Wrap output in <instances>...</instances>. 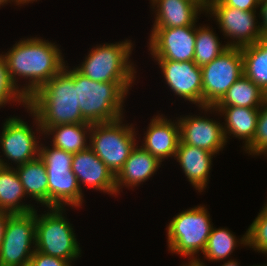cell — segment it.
Returning <instances> with one entry per match:
<instances>
[{"label":"cell","instance_id":"7c38bea8","mask_svg":"<svg viewBox=\"0 0 267 266\" xmlns=\"http://www.w3.org/2000/svg\"><path fill=\"white\" fill-rule=\"evenodd\" d=\"M149 50L155 60L193 61L196 26L152 28Z\"/></svg>","mask_w":267,"mask_h":266},{"label":"cell","instance_id":"d590c367","mask_svg":"<svg viewBox=\"0 0 267 266\" xmlns=\"http://www.w3.org/2000/svg\"><path fill=\"white\" fill-rule=\"evenodd\" d=\"M256 44L267 54V32L261 34Z\"/></svg>","mask_w":267,"mask_h":266},{"label":"cell","instance_id":"4316f807","mask_svg":"<svg viewBox=\"0 0 267 266\" xmlns=\"http://www.w3.org/2000/svg\"><path fill=\"white\" fill-rule=\"evenodd\" d=\"M244 75L267 94V54L257 44L241 48Z\"/></svg>","mask_w":267,"mask_h":266},{"label":"cell","instance_id":"8992f818","mask_svg":"<svg viewBox=\"0 0 267 266\" xmlns=\"http://www.w3.org/2000/svg\"><path fill=\"white\" fill-rule=\"evenodd\" d=\"M208 211L203 206L187 209L177 214L167 226L169 251L189 256L194 263L198 252H203L213 225ZM193 257V258H192Z\"/></svg>","mask_w":267,"mask_h":266},{"label":"cell","instance_id":"484cf974","mask_svg":"<svg viewBox=\"0 0 267 266\" xmlns=\"http://www.w3.org/2000/svg\"><path fill=\"white\" fill-rule=\"evenodd\" d=\"M238 242L241 245H247V233L238 241L227 228L215 229L212 227L206 247L202 253L209 261L224 260L233 253L234 248L239 244Z\"/></svg>","mask_w":267,"mask_h":266},{"label":"cell","instance_id":"83f0119b","mask_svg":"<svg viewBox=\"0 0 267 266\" xmlns=\"http://www.w3.org/2000/svg\"><path fill=\"white\" fill-rule=\"evenodd\" d=\"M210 29V27L204 25L202 27L199 26V28L196 27L193 62L200 67L210 63L229 48L227 44L221 45L218 36Z\"/></svg>","mask_w":267,"mask_h":266},{"label":"cell","instance_id":"d6a6232c","mask_svg":"<svg viewBox=\"0 0 267 266\" xmlns=\"http://www.w3.org/2000/svg\"><path fill=\"white\" fill-rule=\"evenodd\" d=\"M226 6L238 8L243 11H256L260 0H221Z\"/></svg>","mask_w":267,"mask_h":266},{"label":"cell","instance_id":"8d00e7d4","mask_svg":"<svg viewBox=\"0 0 267 266\" xmlns=\"http://www.w3.org/2000/svg\"><path fill=\"white\" fill-rule=\"evenodd\" d=\"M196 2L204 11L208 8V0H192Z\"/></svg>","mask_w":267,"mask_h":266},{"label":"cell","instance_id":"9c48e42d","mask_svg":"<svg viewBox=\"0 0 267 266\" xmlns=\"http://www.w3.org/2000/svg\"><path fill=\"white\" fill-rule=\"evenodd\" d=\"M202 107L214 106L244 74L241 48L229 47L201 67Z\"/></svg>","mask_w":267,"mask_h":266},{"label":"cell","instance_id":"e575fe53","mask_svg":"<svg viewBox=\"0 0 267 266\" xmlns=\"http://www.w3.org/2000/svg\"><path fill=\"white\" fill-rule=\"evenodd\" d=\"M11 215L12 214H10V213L0 211V246L2 244V240H3V237H4L5 227H6L8 218Z\"/></svg>","mask_w":267,"mask_h":266},{"label":"cell","instance_id":"3957f363","mask_svg":"<svg viewBox=\"0 0 267 266\" xmlns=\"http://www.w3.org/2000/svg\"><path fill=\"white\" fill-rule=\"evenodd\" d=\"M132 83L93 81L74 68L82 117L91 124L111 122L123 117V103Z\"/></svg>","mask_w":267,"mask_h":266},{"label":"cell","instance_id":"f1b7e54d","mask_svg":"<svg viewBox=\"0 0 267 266\" xmlns=\"http://www.w3.org/2000/svg\"><path fill=\"white\" fill-rule=\"evenodd\" d=\"M247 233V245L257 252L267 254V208L264 206L252 224Z\"/></svg>","mask_w":267,"mask_h":266},{"label":"cell","instance_id":"f546056e","mask_svg":"<svg viewBox=\"0 0 267 266\" xmlns=\"http://www.w3.org/2000/svg\"><path fill=\"white\" fill-rule=\"evenodd\" d=\"M18 101L27 107L26 96L11 81L6 58L0 54V107L10 101Z\"/></svg>","mask_w":267,"mask_h":266},{"label":"cell","instance_id":"d6986e66","mask_svg":"<svg viewBox=\"0 0 267 266\" xmlns=\"http://www.w3.org/2000/svg\"><path fill=\"white\" fill-rule=\"evenodd\" d=\"M215 155L205 149L179 142L175 159L193 187L202 192L208 184L212 158Z\"/></svg>","mask_w":267,"mask_h":266},{"label":"cell","instance_id":"7a4b0ae2","mask_svg":"<svg viewBox=\"0 0 267 266\" xmlns=\"http://www.w3.org/2000/svg\"><path fill=\"white\" fill-rule=\"evenodd\" d=\"M61 54L54 43L35 37L16 42L3 56L6 58L10 79L18 89L17 75L29 80L26 86L20 88L28 98L65 67Z\"/></svg>","mask_w":267,"mask_h":266},{"label":"cell","instance_id":"cb8c5ba5","mask_svg":"<svg viewBox=\"0 0 267 266\" xmlns=\"http://www.w3.org/2000/svg\"><path fill=\"white\" fill-rule=\"evenodd\" d=\"M266 98L267 94L243 74L213 107L260 108Z\"/></svg>","mask_w":267,"mask_h":266},{"label":"cell","instance_id":"60d3db41","mask_svg":"<svg viewBox=\"0 0 267 266\" xmlns=\"http://www.w3.org/2000/svg\"><path fill=\"white\" fill-rule=\"evenodd\" d=\"M8 1L11 2L12 0H0V7L1 5L3 6L5 3L8 4Z\"/></svg>","mask_w":267,"mask_h":266},{"label":"cell","instance_id":"f35d334b","mask_svg":"<svg viewBox=\"0 0 267 266\" xmlns=\"http://www.w3.org/2000/svg\"><path fill=\"white\" fill-rule=\"evenodd\" d=\"M221 266H239V265H238V262H236V261L230 259L229 261H227V263H224V264L221 265Z\"/></svg>","mask_w":267,"mask_h":266},{"label":"cell","instance_id":"52a82bcc","mask_svg":"<svg viewBox=\"0 0 267 266\" xmlns=\"http://www.w3.org/2000/svg\"><path fill=\"white\" fill-rule=\"evenodd\" d=\"M122 118L92 124L89 147L116 176L136 146L135 128L122 124Z\"/></svg>","mask_w":267,"mask_h":266},{"label":"cell","instance_id":"1f68e13d","mask_svg":"<svg viewBox=\"0 0 267 266\" xmlns=\"http://www.w3.org/2000/svg\"><path fill=\"white\" fill-rule=\"evenodd\" d=\"M30 264L32 266H71L70 262L65 259L46 255L37 250L34 251Z\"/></svg>","mask_w":267,"mask_h":266},{"label":"cell","instance_id":"603a6c76","mask_svg":"<svg viewBox=\"0 0 267 266\" xmlns=\"http://www.w3.org/2000/svg\"><path fill=\"white\" fill-rule=\"evenodd\" d=\"M15 169L25 194L48 208V177L43 160L38 157Z\"/></svg>","mask_w":267,"mask_h":266},{"label":"cell","instance_id":"5bb4252c","mask_svg":"<svg viewBox=\"0 0 267 266\" xmlns=\"http://www.w3.org/2000/svg\"><path fill=\"white\" fill-rule=\"evenodd\" d=\"M169 88L179 97L202 107V72L193 61L156 60Z\"/></svg>","mask_w":267,"mask_h":266},{"label":"cell","instance_id":"277c9868","mask_svg":"<svg viewBox=\"0 0 267 266\" xmlns=\"http://www.w3.org/2000/svg\"><path fill=\"white\" fill-rule=\"evenodd\" d=\"M132 42L98 45L76 69L87 78L98 82L133 83L135 68L130 63ZM134 79V80H133Z\"/></svg>","mask_w":267,"mask_h":266},{"label":"cell","instance_id":"e0dca14e","mask_svg":"<svg viewBox=\"0 0 267 266\" xmlns=\"http://www.w3.org/2000/svg\"><path fill=\"white\" fill-rule=\"evenodd\" d=\"M147 128L142 147L160 162L165 158L175 157L180 142L178 120L172 122L163 115H158L151 119Z\"/></svg>","mask_w":267,"mask_h":266},{"label":"cell","instance_id":"836d02e7","mask_svg":"<svg viewBox=\"0 0 267 266\" xmlns=\"http://www.w3.org/2000/svg\"><path fill=\"white\" fill-rule=\"evenodd\" d=\"M260 17L262 23H259L262 33L267 32V0H260Z\"/></svg>","mask_w":267,"mask_h":266},{"label":"cell","instance_id":"7402d4cb","mask_svg":"<svg viewBox=\"0 0 267 266\" xmlns=\"http://www.w3.org/2000/svg\"><path fill=\"white\" fill-rule=\"evenodd\" d=\"M26 196L16 169L0 166V211L10 214H26L35 211L31 204L20 203Z\"/></svg>","mask_w":267,"mask_h":266},{"label":"cell","instance_id":"2e32d148","mask_svg":"<svg viewBox=\"0 0 267 266\" xmlns=\"http://www.w3.org/2000/svg\"><path fill=\"white\" fill-rule=\"evenodd\" d=\"M71 168L80 187L82 183L110 195L116 194L114 174L90 147L73 154Z\"/></svg>","mask_w":267,"mask_h":266},{"label":"cell","instance_id":"ffe728a7","mask_svg":"<svg viewBox=\"0 0 267 266\" xmlns=\"http://www.w3.org/2000/svg\"><path fill=\"white\" fill-rule=\"evenodd\" d=\"M137 145L131 151L122 169L115 176L116 195L120 193L122 185L135 187L145 182L154 175L161 165V162L155 156H152L142 146Z\"/></svg>","mask_w":267,"mask_h":266},{"label":"cell","instance_id":"d4e9b609","mask_svg":"<svg viewBox=\"0 0 267 266\" xmlns=\"http://www.w3.org/2000/svg\"><path fill=\"white\" fill-rule=\"evenodd\" d=\"M91 127V123L61 124L49 127L44 134L53 135L52 146L74 154L89 147L86 134Z\"/></svg>","mask_w":267,"mask_h":266},{"label":"cell","instance_id":"6da1fadb","mask_svg":"<svg viewBox=\"0 0 267 266\" xmlns=\"http://www.w3.org/2000/svg\"><path fill=\"white\" fill-rule=\"evenodd\" d=\"M27 110L34 117L36 130L42 134L52 126L88 123L81 114L74 68L65 66L51 80L27 98Z\"/></svg>","mask_w":267,"mask_h":266},{"label":"cell","instance_id":"ba28073f","mask_svg":"<svg viewBox=\"0 0 267 266\" xmlns=\"http://www.w3.org/2000/svg\"><path fill=\"white\" fill-rule=\"evenodd\" d=\"M63 208L50 207V212L39 216L36 212L35 249L71 263L81 255V249L72 226L62 215Z\"/></svg>","mask_w":267,"mask_h":266},{"label":"cell","instance_id":"4fadbf2b","mask_svg":"<svg viewBox=\"0 0 267 266\" xmlns=\"http://www.w3.org/2000/svg\"><path fill=\"white\" fill-rule=\"evenodd\" d=\"M20 118H8L0 134V146L5 158L17 166L39 157L40 146L32 128Z\"/></svg>","mask_w":267,"mask_h":266},{"label":"cell","instance_id":"5b68a950","mask_svg":"<svg viewBox=\"0 0 267 266\" xmlns=\"http://www.w3.org/2000/svg\"><path fill=\"white\" fill-rule=\"evenodd\" d=\"M39 157L45 163L48 177V208L82 206V187L71 168L73 153L40 144Z\"/></svg>","mask_w":267,"mask_h":266},{"label":"cell","instance_id":"4dcf8cb0","mask_svg":"<svg viewBox=\"0 0 267 266\" xmlns=\"http://www.w3.org/2000/svg\"><path fill=\"white\" fill-rule=\"evenodd\" d=\"M250 155H261L267 152V98L260 107L256 132L252 143L245 149Z\"/></svg>","mask_w":267,"mask_h":266},{"label":"cell","instance_id":"30bf717a","mask_svg":"<svg viewBox=\"0 0 267 266\" xmlns=\"http://www.w3.org/2000/svg\"><path fill=\"white\" fill-rule=\"evenodd\" d=\"M36 211L13 214L8 218L0 246V266H24L30 263L36 250Z\"/></svg>","mask_w":267,"mask_h":266},{"label":"cell","instance_id":"ab89813d","mask_svg":"<svg viewBox=\"0 0 267 266\" xmlns=\"http://www.w3.org/2000/svg\"><path fill=\"white\" fill-rule=\"evenodd\" d=\"M0 166H3V167H10L6 162H4V160H2L0 158Z\"/></svg>","mask_w":267,"mask_h":266},{"label":"cell","instance_id":"8fae6325","mask_svg":"<svg viewBox=\"0 0 267 266\" xmlns=\"http://www.w3.org/2000/svg\"><path fill=\"white\" fill-rule=\"evenodd\" d=\"M206 12L215 17L224 36L232 38V42L227 43L228 47L242 48L256 44L262 34L260 25L257 26L256 11L229 7L218 0L209 3Z\"/></svg>","mask_w":267,"mask_h":266},{"label":"cell","instance_id":"74e56055","mask_svg":"<svg viewBox=\"0 0 267 266\" xmlns=\"http://www.w3.org/2000/svg\"><path fill=\"white\" fill-rule=\"evenodd\" d=\"M182 266H205L203 262L200 261V259H196L194 263H188Z\"/></svg>","mask_w":267,"mask_h":266},{"label":"cell","instance_id":"ac0fdd59","mask_svg":"<svg viewBox=\"0 0 267 266\" xmlns=\"http://www.w3.org/2000/svg\"><path fill=\"white\" fill-rule=\"evenodd\" d=\"M156 17L153 28L197 26L198 13L204 11L192 0H151Z\"/></svg>","mask_w":267,"mask_h":266},{"label":"cell","instance_id":"44dd1931","mask_svg":"<svg viewBox=\"0 0 267 266\" xmlns=\"http://www.w3.org/2000/svg\"><path fill=\"white\" fill-rule=\"evenodd\" d=\"M201 109L207 112H210V110L211 112L212 110L214 112L218 111L220 115L221 113L224 115L226 123H224L223 131L226 142L229 138L227 134H233L235 137L245 140V149L252 143L260 108L204 106Z\"/></svg>","mask_w":267,"mask_h":266},{"label":"cell","instance_id":"9a60e30c","mask_svg":"<svg viewBox=\"0 0 267 266\" xmlns=\"http://www.w3.org/2000/svg\"><path fill=\"white\" fill-rule=\"evenodd\" d=\"M178 119L180 141L218 154L226 144L223 125L212 118L187 116Z\"/></svg>","mask_w":267,"mask_h":266},{"label":"cell","instance_id":"b9f144b4","mask_svg":"<svg viewBox=\"0 0 267 266\" xmlns=\"http://www.w3.org/2000/svg\"><path fill=\"white\" fill-rule=\"evenodd\" d=\"M215 1H218V0H208V4L211 2H215Z\"/></svg>","mask_w":267,"mask_h":266}]
</instances>
